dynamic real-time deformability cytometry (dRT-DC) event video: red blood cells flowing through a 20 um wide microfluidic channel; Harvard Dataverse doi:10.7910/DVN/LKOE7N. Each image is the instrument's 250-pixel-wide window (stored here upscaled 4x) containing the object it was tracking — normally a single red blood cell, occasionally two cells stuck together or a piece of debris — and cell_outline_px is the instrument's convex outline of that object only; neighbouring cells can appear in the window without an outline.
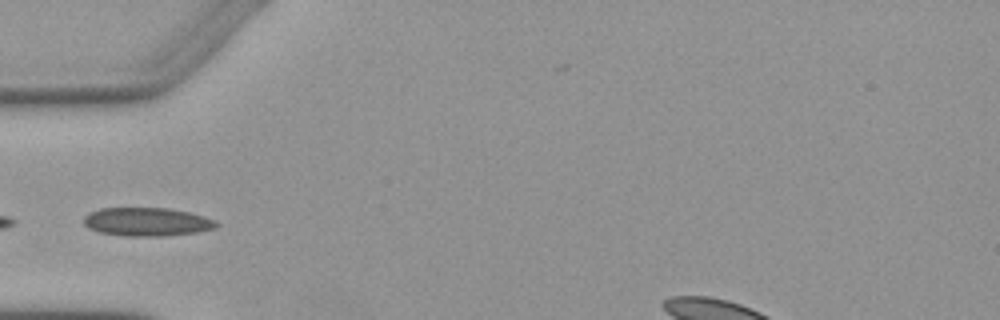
{"species": "Egyptian fruit bat (a non-hibernating species)", "species_latin": "Rousettus aegyptiacus", "temperature_condition": "warm", "stored_images_in_passage": 4, "camera_frame_rate_fps": 3000, "um_per_image_px": 0.085, "animal": {"sex": "female"}, "frame": {"image": 1, "passage_image": 3, "time_ms": 3.0, "image_size_px": [1000, 320], "cell_outline_px": [[220, 224], [216, 228], [196, 232], [164, 236], [124, 236], [100, 232], [88, 228], [84, 224], [84, 216], [88, 212], [100, 208], [168, 208], [188, 212], [204, 216], [216, 220]], "centroid_in_image_um": [12.49, 18.85], "position_along_channel_um": 72.5, "area_um2": 22.14}}